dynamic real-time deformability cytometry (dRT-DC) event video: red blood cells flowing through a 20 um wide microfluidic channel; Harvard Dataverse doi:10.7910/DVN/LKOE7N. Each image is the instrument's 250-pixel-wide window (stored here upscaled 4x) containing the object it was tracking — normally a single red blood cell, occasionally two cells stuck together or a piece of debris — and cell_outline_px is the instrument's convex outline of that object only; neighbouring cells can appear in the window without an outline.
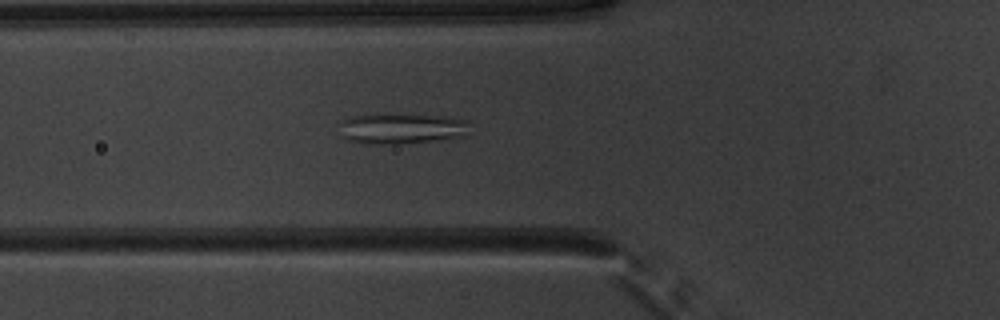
{"species": "common noctule bat (a hibernating species)", "species_latin": "Nyctalus noctula", "temperature_condition": "warm", "stored_images_in_passage": 51, "camera_frame_rate_fps": 3000, "um_per_image_px": 0.085, "animal": {"sex": "male", "body_mass_g": 20.1, "forearm_length_mm": 53.5}, "frame": {"image": 1, "passage_image": 19, "time_ms": 6.0, "image_size_px": [1000, 320], "cell_outline_px": [[468, 120], [464, 136], [432, 140], [388, 144], [364, 144], [348, 140], [344, 136], [340, 120], [348, 116], [372, 112], [448, 116]], "centroid_in_image_um": [34.05, 10.87], "position_along_channel_um": 91.8, "area_um2": 23.58}}
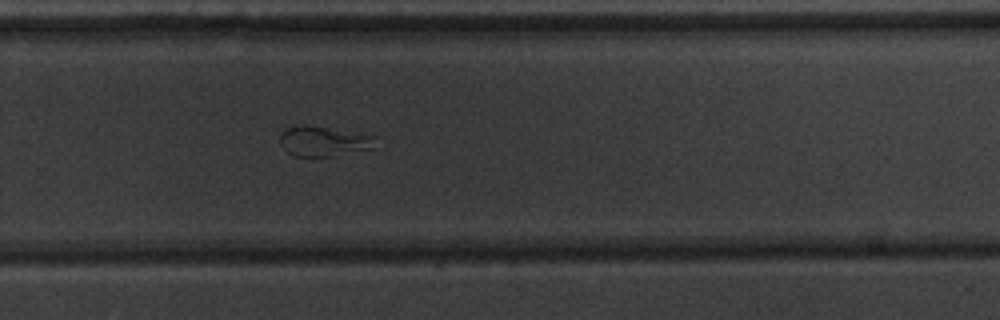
{"frame": {"image": 2, "passage_image": 35, "time_ms": 11.333, "image_size_px": [1000, 320], "cell_outline_px": [[380, 136], [376, 148], [332, 156], [292, 156], [280, 144], [280, 136], [288, 128], [304, 124]], "centroid_in_image_um": [27.62, 12.01], "position_along_channel_um": 302.2, "area_um2": 16.94}}
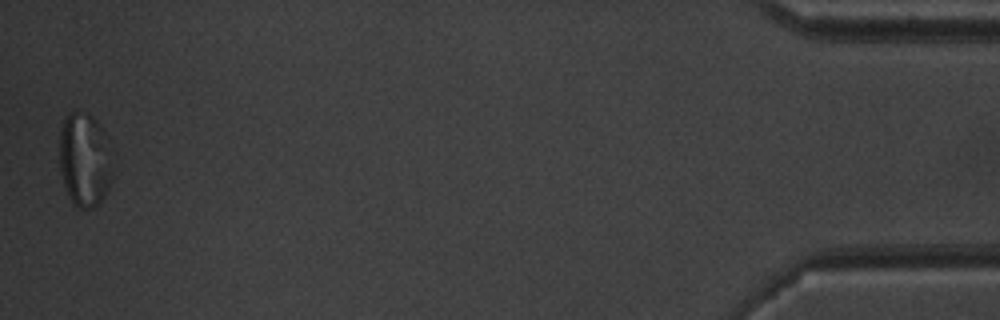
{"frame": {"image": 3, "passage_image": 51, "time_ms": 16.667, "image_size_px": [1000, 320], "cell_outline_px": [[112, 176], [108, 188], [104, 196], [92, 208], [80, 208], [68, 196], [60, 172], [60, 132], [64, 120], [72, 112], [84, 112], [92, 116], [96, 120], [108, 136]], "centroid_in_image_um": [7.2, 13.56], "position_along_channel_um": 428.0, "area_um2": 28.84}}